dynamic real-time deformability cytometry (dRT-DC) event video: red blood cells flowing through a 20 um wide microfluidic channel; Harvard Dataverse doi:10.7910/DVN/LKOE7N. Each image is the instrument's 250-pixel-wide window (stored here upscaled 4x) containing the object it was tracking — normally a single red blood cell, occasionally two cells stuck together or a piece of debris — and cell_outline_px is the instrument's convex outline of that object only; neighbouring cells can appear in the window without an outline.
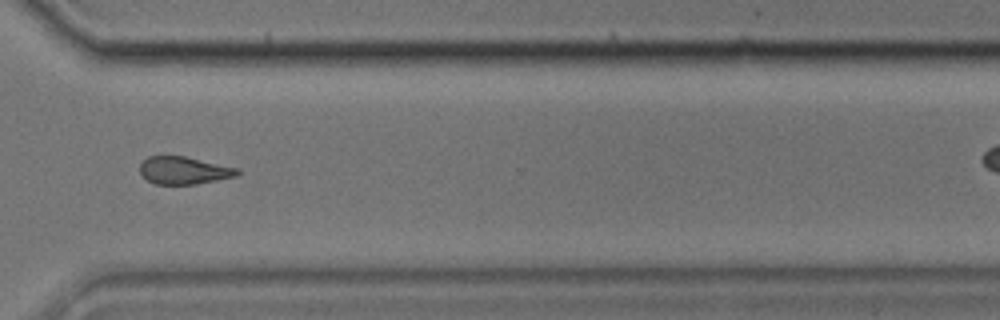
{"species": "common noctule bat (a hibernating species)", "species_latin": "Nyctalus noctula", "temperature_condition": "cold", "stored_images_in_passage": 14, "camera_frame_rate_fps": 3000, "um_per_image_px": 0.085, "animal": {"sex": "male", "body_mass_g": 17.9}, "frame": {"image": 1, "passage_image": 10, "time_ms": 3.0, "image_size_px": [1000, 320], "cell_outline_px": [[240, 172], [236, 176], [196, 184], [156, 184], [148, 180], [140, 172], [140, 164], [148, 156], [184, 156], [240, 168]], "centroid_in_image_um": [15.65, 14.48], "position_along_channel_um": 354.9, "area_um2": 15.55}}